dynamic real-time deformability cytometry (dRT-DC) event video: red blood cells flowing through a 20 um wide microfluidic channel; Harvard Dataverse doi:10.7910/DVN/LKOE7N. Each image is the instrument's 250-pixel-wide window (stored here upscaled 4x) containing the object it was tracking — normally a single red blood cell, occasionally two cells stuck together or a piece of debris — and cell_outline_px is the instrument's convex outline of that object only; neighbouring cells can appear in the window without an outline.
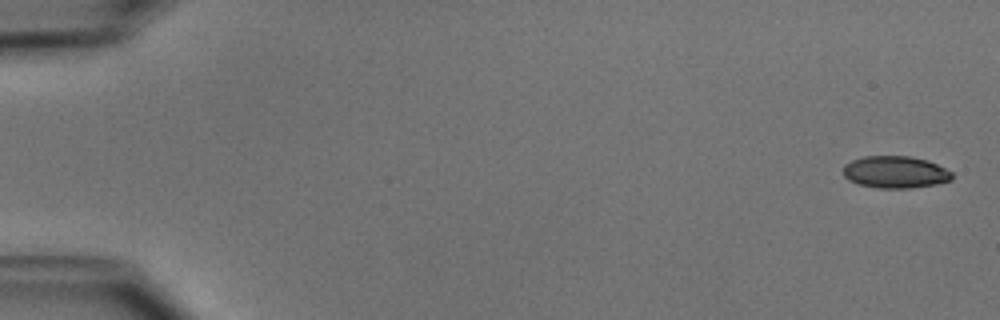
{"species": "common noctule bat (a hibernating species)", "species_latin": "Nyctalus noctula", "temperature_condition": "cold", "stored_images_in_passage": 51, "camera_frame_rate_fps": 3000, "um_per_image_px": 0.085, "animal": {"sex": "male", "body_mass_g": 15.6}, "frame": {"image": 1, "passage_image": 1, "time_ms": 0.0, "image_size_px": [1000, 320], "cell_outline_px": [[952, 180], [936, 184], [908, 188], [876, 188], [860, 184], [848, 180], [844, 176], [844, 164], [852, 160], [864, 156], [908, 156], [928, 160], [952, 172]], "centroid_in_image_um": [76.09, 14.62], "position_along_channel_um": 8.9, "area_um2": 20.29}}
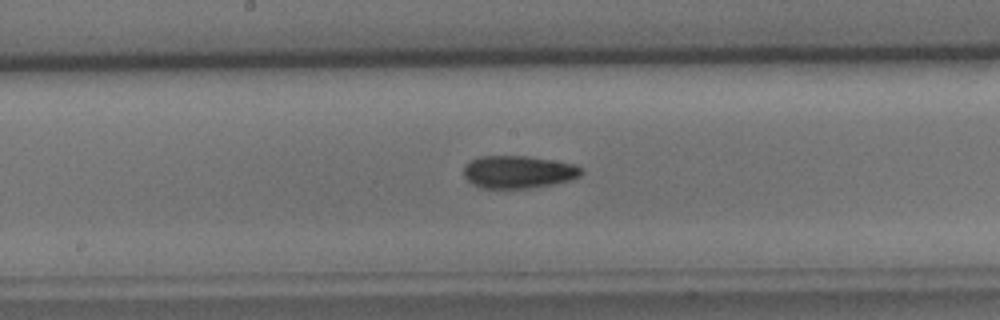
{"frame": {"image": 2, "passage_image": 27, "time_ms": 8.667, "image_size_px": [1000, 320], "cell_outline_px": [[584, 172], [580, 176], [572, 180], [532, 188], [484, 188], [468, 180], [464, 176], [464, 164], [480, 156], [528, 156], [576, 164], [584, 168]], "centroid_in_image_um": [44.12, 14.61], "position_along_channel_um": 204.1, "area_um2": 22.43}}
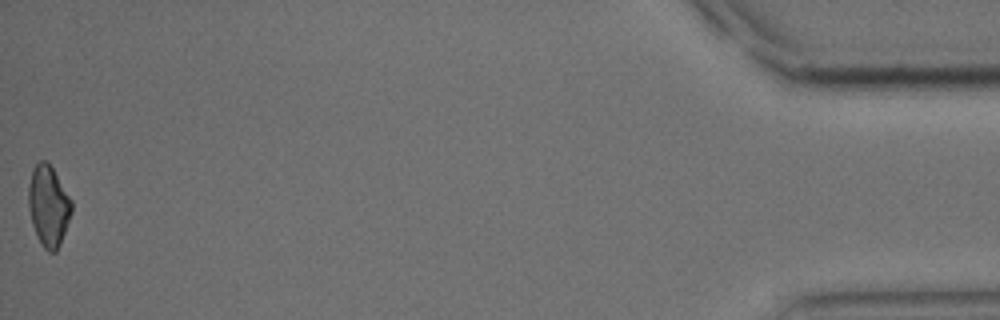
{"frame": {"image": 3, "passage_image": 51, "time_ms": 16.667, "image_size_px": [1000, 320], "cell_outline_px": [[72, 212], [60, 244], [56, 252], [48, 252], [44, 248], [36, 236], [32, 224], [28, 208], [28, 184], [32, 168], [40, 160], [48, 160], [72, 200]], "centroid_in_image_um": [4.11, 17.48], "position_along_channel_um": 431.1, "area_um2": 20.58}, "authors_computed_cell_mechanics": {"area_um2": 21.1548, "velocity_mm_per_s": 3.9506, "shape_relaxation_time_tau1_ms": 3.6228, "shape_relaxation_time_tau2_ms": null, "deformation_change_tau1": 0.1065, "deformation_change_tau2": null}}